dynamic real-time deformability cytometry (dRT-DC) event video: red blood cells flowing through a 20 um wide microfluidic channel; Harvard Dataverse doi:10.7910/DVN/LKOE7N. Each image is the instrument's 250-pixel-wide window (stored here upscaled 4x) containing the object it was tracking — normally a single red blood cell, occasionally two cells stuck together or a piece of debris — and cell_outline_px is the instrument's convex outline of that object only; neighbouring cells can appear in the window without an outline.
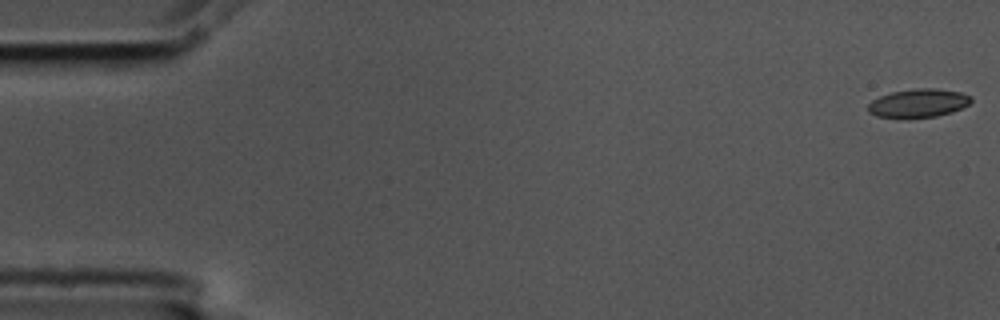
{"species": "common noctule bat (a hibernating species)", "species_latin": "Nyctalus noctula", "temperature_condition": "cold", "stored_images_in_passage": 6, "camera_frame_rate_fps": 3000, "um_per_image_px": 0.085, "animal": {"sex": "male", "body_mass_g": 17.5, "forearm_length_mm": 52.3}, "frame": {"image": 1, "passage_image": 1, "time_ms": 0.0, "image_size_px": [1000, 320], "cell_outline_px": [[972, 100], [968, 104], [952, 112], [936, 116], [900, 120], [896, 120], [876, 116], [868, 112], [868, 104], [872, 100], [880, 96], [892, 92], [916, 88], [936, 88], [960, 92], [972, 96]], "centroid_in_image_um": [78.01, 8.8], "position_along_channel_um": 7.0, "area_um2": 17.57}}
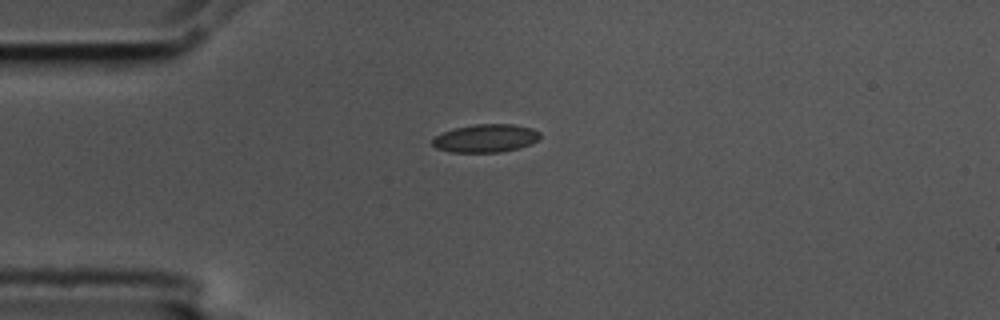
{"frame": {"image": 2, "passage_image": 5, "time_ms": 1.333, "image_size_px": [1000, 320], "cell_outline_px": [[540, 136], [536, 140], [520, 148], [500, 152], [448, 152], [436, 148], [432, 144], [432, 140], [436, 136], [444, 132], [456, 128], [476, 124], [512, 124], [532, 128], [540, 132]], "centroid_in_image_um": [41.27, 11.76], "position_along_channel_um": 43.7, "area_um2": 17.46}}
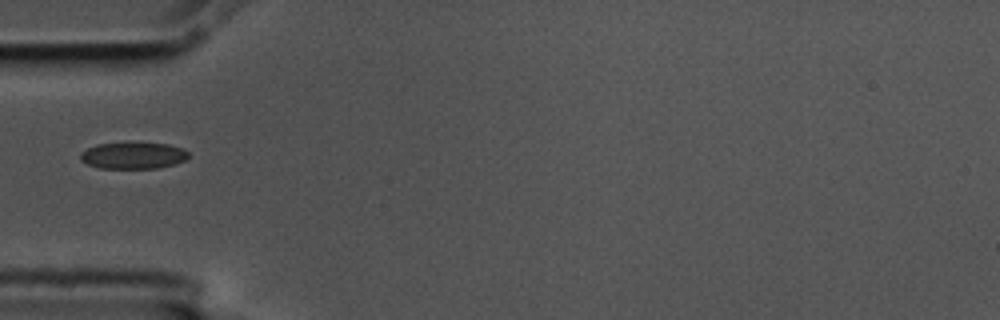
{"frame": {"image": 3, "passage_image": 6, "time_ms": 1.667, "image_size_px": [1000, 320], "cell_outline_px": [[188, 156], [184, 160], [176, 164], [156, 168], [100, 168], [88, 164], [80, 160], [80, 152], [96, 144], [168, 144], [184, 148], [188, 152]], "centroid_in_image_um": [11.32, 13.24], "position_along_channel_um": 73.7, "area_um2": 16.42}}